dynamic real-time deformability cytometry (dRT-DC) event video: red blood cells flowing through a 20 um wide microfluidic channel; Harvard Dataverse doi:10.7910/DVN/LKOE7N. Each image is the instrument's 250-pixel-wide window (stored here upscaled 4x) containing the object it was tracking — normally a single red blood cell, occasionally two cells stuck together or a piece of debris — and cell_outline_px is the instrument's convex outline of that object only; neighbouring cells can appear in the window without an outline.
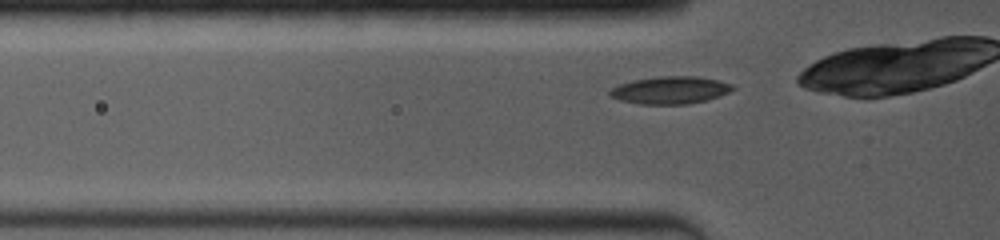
{"species": "common noctule bat (a hibernating species)", "species_latin": "Nyctalus noctula", "temperature_condition": "room temperature", "stored_images_in_passage": 39, "camera_frame_rate_fps": 4000, "um_per_image_px": 0.085, "animal": {"sex": "female", "body_mass_g": 19.0, "forearm_length_mm": 53.3}, "frame": {"image": 1, "passage_image": 2, "time_ms": 0.25, "image_size_px": [1000, 240], "cell_outline_px": [[736, 88], [720, 96], [708, 100], [688, 104], [640, 104], [620, 100], [608, 96], [608, 92], [612, 88], [620, 84], [632, 80], [660, 76], [696, 76], [716, 80], [732, 84]], "centroid_in_image_um": [56.96, 7.66], "position_along_channel_um": 68.8, "area_um2": 19.71}}
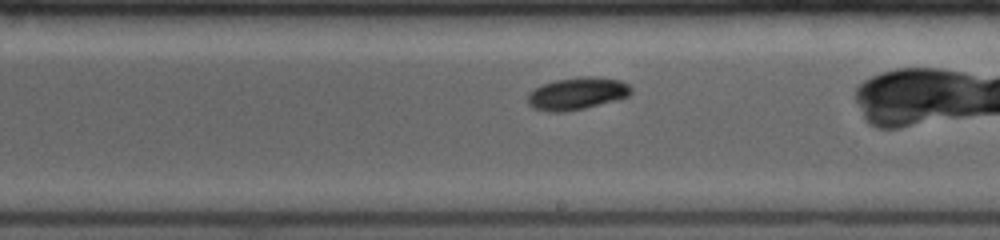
{"frame": {"image": 2, "passage_image": 19, "time_ms": 4.5, "image_size_px": [1000, 240], "cell_outline_px": [[632, 92], [628, 96], [616, 100], [584, 108], [564, 112], [548, 112], [532, 108], [528, 104], [528, 92], [544, 84], [556, 80], [588, 76], [592, 76], [620, 80], [628, 84], [632, 88]], "centroid_in_image_um": [49.05, 7.96], "position_along_channel_um": 240.0, "area_um2": 19.36}}
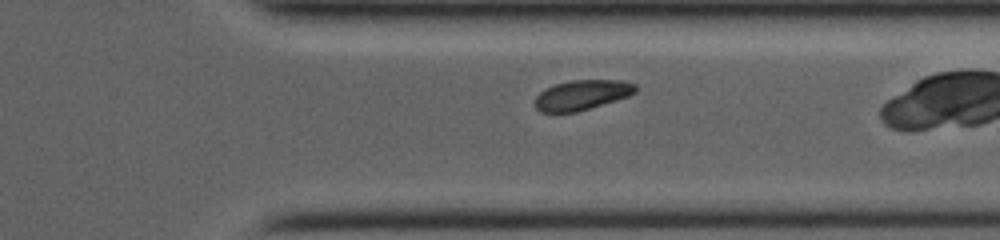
{"frame": {"image": 3, "passage_image": 31, "time_ms": 7.5, "image_size_px": [1000, 240], "cell_outline_px": [[636, 92], [628, 96], [616, 100], [576, 112], [540, 112], [536, 108], [536, 96], [540, 92], [556, 84], [572, 80], [624, 80], [636, 84]], "centroid_in_image_um": [49.49, 8.06], "position_along_channel_um": 361.9, "area_um2": 17.34}, "authors_computed_cell_mechanics": {"area_um2": 18.2648, "velocity_mm_per_s": 4.0387, "shape_relaxation_time_tau1_ms": 2.46, "shape_relaxation_time_tau2_ms": null, "deformation_change_tau1": 0.1146, "deformation_change_tau2": null}}